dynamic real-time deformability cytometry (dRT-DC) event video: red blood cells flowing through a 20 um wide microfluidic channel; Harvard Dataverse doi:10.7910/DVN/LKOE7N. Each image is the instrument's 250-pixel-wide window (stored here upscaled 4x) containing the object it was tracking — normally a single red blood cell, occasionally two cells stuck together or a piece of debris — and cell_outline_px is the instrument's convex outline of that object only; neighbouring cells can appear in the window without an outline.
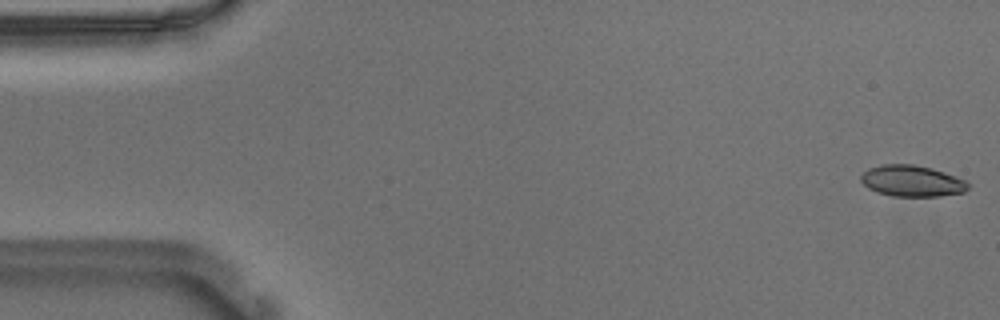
{"species": "Egyptian fruit bat (a non-hibernating species)", "species_latin": "Rousettus aegyptiacus", "temperature_condition": "warm", "stored_images_in_passage": 54, "camera_frame_rate_fps": 3000, "um_per_image_px": 0.085, "animal": {"sex": "male"}, "frame": {"image": 1, "passage_image": 1, "time_ms": 0.0, "image_size_px": [1000, 320], "cell_outline_px": [[968, 188], [964, 192], [940, 196], [892, 196], [876, 192], [868, 188], [860, 180], [860, 176], [868, 168], [880, 164], [912, 164], [932, 168], [956, 176], [964, 180], [968, 184]], "centroid_in_image_um": [77.48, 15.38], "position_along_channel_um": 7.5, "area_um2": 19.54}}
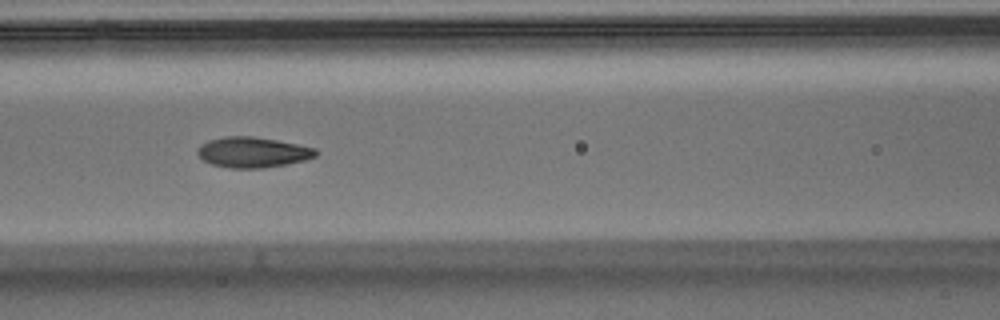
{"frame": {"image": 2, "passage_image": 23, "time_ms": 7.333, "image_size_px": [1000, 320], "cell_outline_px": [[320, 152], [316, 156], [304, 160], [284, 164], [260, 168], [232, 168], [212, 164], [204, 160], [196, 152], [200, 144], [208, 140], [224, 136], [252, 136], [276, 140], [316, 148]], "centroid_in_image_um": [21.47, 12.93], "position_along_channel_um": 145.1, "area_um2": 20.87}}
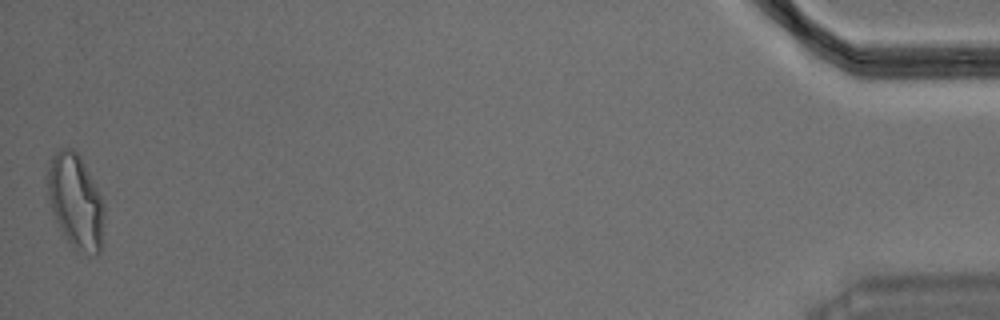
{"frame": {"image": 3, "passage_image": 54, "time_ms": 17.667, "image_size_px": [1000, 320], "cell_outline_px": [[104, 216], [100, 252], [96, 256], [72, 248], [64, 236], [52, 212], [48, 200], [44, 176], [52, 156], [60, 148], [72, 148], [80, 156], [96, 184], [104, 204]], "centroid_in_image_um": [6.4, 17.09], "position_along_channel_um": 428.8, "area_um2": 31.73}, "authors_computed_cell_mechanics": {"area_um2": 20.6924, "velocity_mm_per_s": 3.674, "shape_relaxation_time_tau1_ms": 5.2559, "shape_relaxation_time_tau2_ms": 1.2115, "deformation_change_tau1": 0.1695, "deformation_change_tau2": 0.0695}}